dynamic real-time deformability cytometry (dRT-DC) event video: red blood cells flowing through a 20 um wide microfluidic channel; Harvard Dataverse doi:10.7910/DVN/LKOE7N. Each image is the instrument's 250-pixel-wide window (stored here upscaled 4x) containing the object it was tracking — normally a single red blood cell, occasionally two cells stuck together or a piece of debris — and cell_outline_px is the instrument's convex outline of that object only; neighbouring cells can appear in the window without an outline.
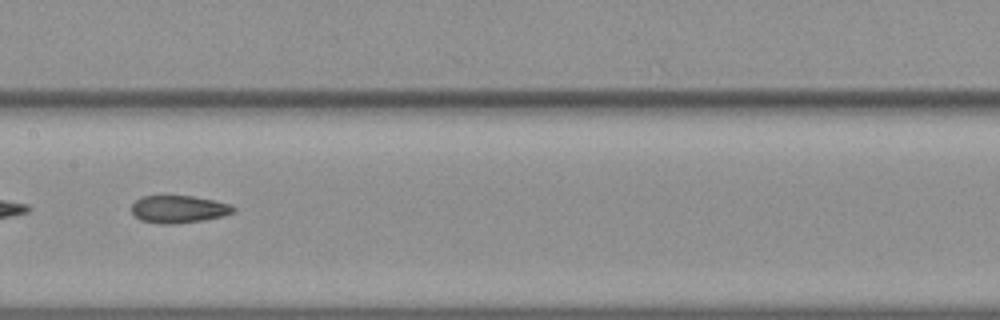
{"species": "common noctule bat (a hibernating species)", "species_latin": "Nyctalus noctula", "temperature_condition": "warm", "stored_images_in_passage": 30, "camera_frame_rate_fps": 3000, "um_per_image_px": 0.085, "animal": {"sex": "female", "body_mass_g": 19.3, "forearm_length_mm": 54.1}, "frame": {"image": 1, "passage_image": 13, "time_ms": 4.0, "image_size_px": [1000, 320], "cell_outline_px": [[236, 208], [232, 212], [224, 216], [200, 220], [172, 224], [164, 224], [140, 220], [132, 212], [132, 204], [136, 200], [144, 196], [192, 196], [232, 204]], "centroid_in_image_um": [15.19, 17.77], "position_along_channel_um": 192.2, "area_um2": 16.07}}